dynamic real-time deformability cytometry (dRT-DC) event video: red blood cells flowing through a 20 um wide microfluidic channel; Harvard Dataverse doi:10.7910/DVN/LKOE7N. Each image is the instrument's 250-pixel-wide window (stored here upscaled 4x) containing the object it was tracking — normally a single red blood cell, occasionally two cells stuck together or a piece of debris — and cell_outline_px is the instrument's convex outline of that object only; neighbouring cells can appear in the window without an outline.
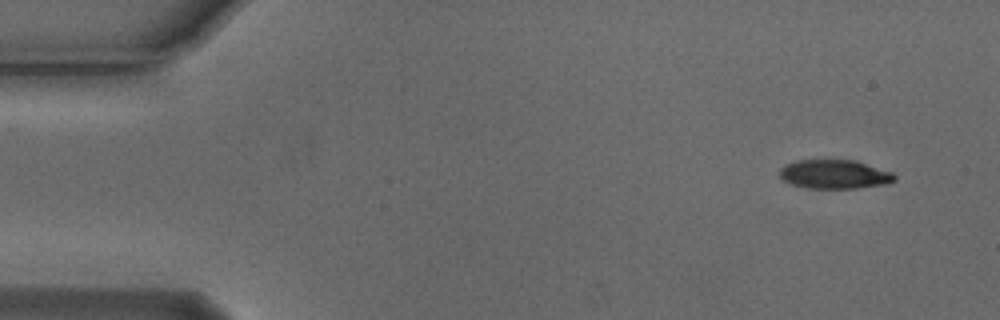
{"species": "Egyptian fruit bat (a non-hibernating species)", "species_latin": "Rousettus aegyptiacus", "temperature_condition": "cold", "stored_images_in_passage": 5, "camera_frame_rate_fps": 3000, "um_per_image_px": 0.085, "animal": {"sex": "male"}, "frame": {"image": 1, "passage_image": 1, "time_ms": 0.0, "image_size_px": [1000, 320], "cell_outline_px": [[896, 180], [888, 184], [856, 188], [808, 188], [792, 184], [784, 180], [780, 176], [780, 168], [784, 164], [796, 160], [856, 160], [892, 172], [896, 176]], "centroid_in_image_um": [70.95, 14.81], "position_along_channel_um": 14.0, "area_um2": 19.48}}